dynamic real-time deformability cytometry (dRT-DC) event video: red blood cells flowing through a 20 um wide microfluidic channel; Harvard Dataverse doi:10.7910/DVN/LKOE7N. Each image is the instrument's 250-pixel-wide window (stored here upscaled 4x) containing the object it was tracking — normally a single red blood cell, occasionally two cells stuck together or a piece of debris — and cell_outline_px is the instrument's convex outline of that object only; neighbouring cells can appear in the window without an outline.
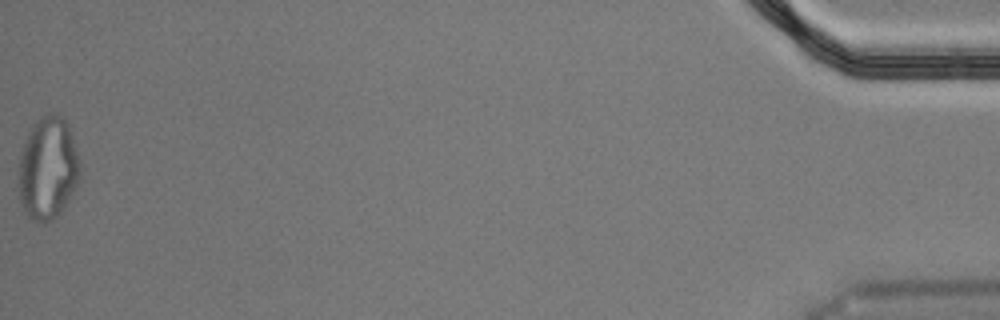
{"species": "Egyptian fruit bat (a non-hibernating species)", "species_latin": "Rousettus aegyptiacus", "temperature_condition": "cold", "stored_images_in_passage": 53, "segment_of_instrument_passage": [2, 2], "camera_frame_rate_fps": 3000, "um_per_image_px": 0.085, "animal": {"sex": "male"}, "frame": {"image": 1, "passage_image": 53, "time_ms": 17.333, "image_size_px": [1000, 320], "cell_outline_px": [[80, 176], [64, 208], [56, 216], [44, 224], [40, 224], [32, 220], [28, 216], [20, 200], [20, 156], [28, 132], [32, 124], [40, 116], [48, 112], [60, 116], [68, 124], [80, 160]], "centroid_in_image_um": [4.08, 14.29], "position_along_channel_um": 431.1, "area_um2": 36.47}}